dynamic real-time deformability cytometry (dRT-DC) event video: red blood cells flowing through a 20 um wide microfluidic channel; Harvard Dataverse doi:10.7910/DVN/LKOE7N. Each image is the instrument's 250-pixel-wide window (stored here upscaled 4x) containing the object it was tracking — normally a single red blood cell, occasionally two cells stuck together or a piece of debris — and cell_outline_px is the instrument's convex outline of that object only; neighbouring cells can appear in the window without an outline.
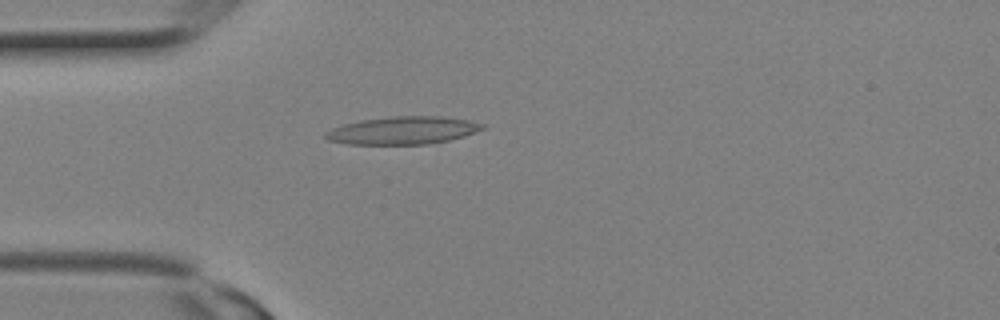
{"species": "Egyptian fruit bat (a non-hibernating species)", "species_latin": "Rousettus aegyptiacus", "temperature_condition": "room temperature", "stored_images_in_passage": 3, "camera_frame_rate_fps": 3000, "um_per_image_px": 0.085, "animal": {"sex": "female"}, "frame": {"image": 1, "passage_image": 3, "time_ms": 0.667, "image_size_px": [1000, 320], "cell_outline_px": [[488, 128], [464, 136], [448, 140], [428, 144], [348, 144], [328, 140], [324, 136], [324, 132], [332, 128], [344, 124], [360, 120], [392, 116], [440, 116], [468, 120], [488, 124]], "centroid_in_image_um": [34.29, 11.08], "position_along_channel_um": 50.7, "area_um2": 25.55}}